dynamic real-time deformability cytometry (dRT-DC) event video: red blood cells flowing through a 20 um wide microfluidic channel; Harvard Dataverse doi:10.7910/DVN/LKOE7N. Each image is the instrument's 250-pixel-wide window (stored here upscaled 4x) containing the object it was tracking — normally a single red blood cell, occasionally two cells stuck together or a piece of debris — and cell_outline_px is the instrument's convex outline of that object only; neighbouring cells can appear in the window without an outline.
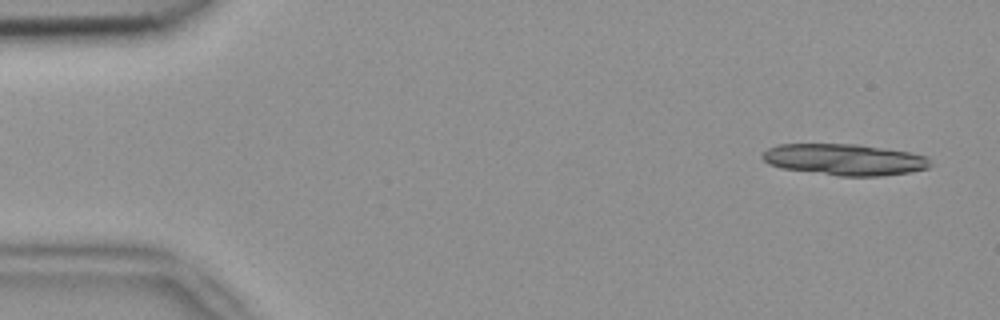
{"species": "common noctule bat (a hibernating species)", "species_latin": "Nyctalus noctula", "temperature_condition": "room temperature", "stored_images_in_passage": 3, "segment_of_instrument_passage": [2, 2], "camera_frame_rate_fps": 3000, "um_per_image_px": 0.085, "animal": {"sex": "female", "body_mass_g": 18.4}, "frame": {"image": 1, "passage_image": 3, "time_ms": 0.667, "image_size_px": [1000, 320], "cell_outline_px": [[932, 164], [928, 168], [912, 172], [880, 176], [840, 176], [780, 168], [768, 164], [760, 156], [768, 148], [776, 144], [860, 144], [908, 152], [928, 156]], "centroid_in_image_um": [71.79, 13.56], "position_along_channel_um": 13.2, "area_um2": 30.92}}